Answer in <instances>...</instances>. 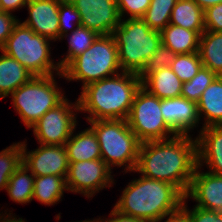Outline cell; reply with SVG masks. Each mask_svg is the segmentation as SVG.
<instances>
[{"label":"cell","instance_id":"2","mask_svg":"<svg viewBox=\"0 0 222 222\" xmlns=\"http://www.w3.org/2000/svg\"><path fill=\"white\" fill-rule=\"evenodd\" d=\"M120 74L82 87L81 95L78 97V111L90 113L86 117L87 121L127 120L142 81L134 73L122 72Z\"/></svg>","mask_w":222,"mask_h":222},{"label":"cell","instance_id":"18","mask_svg":"<svg viewBox=\"0 0 222 222\" xmlns=\"http://www.w3.org/2000/svg\"><path fill=\"white\" fill-rule=\"evenodd\" d=\"M182 84L183 82L171 67H163L153 71L142 80V87L159 99L180 97Z\"/></svg>","mask_w":222,"mask_h":222},{"label":"cell","instance_id":"17","mask_svg":"<svg viewBox=\"0 0 222 222\" xmlns=\"http://www.w3.org/2000/svg\"><path fill=\"white\" fill-rule=\"evenodd\" d=\"M196 139L198 166L205 163L209 173L222 176V126L203 127Z\"/></svg>","mask_w":222,"mask_h":222},{"label":"cell","instance_id":"1","mask_svg":"<svg viewBox=\"0 0 222 222\" xmlns=\"http://www.w3.org/2000/svg\"><path fill=\"white\" fill-rule=\"evenodd\" d=\"M197 165V139L176 135L166 140L141 143L134 172L168 182L185 196Z\"/></svg>","mask_w":222,"mask_h":222},{"label":"cell","instance_id":"19","mask_svg":"<svg viewBox=\"0 0 222 222\" xmlns=\"http://www.w3.org/2000/svg\"><path fill=\"white\" fill-rule=\"evenodd\" d=\"M198 115L205 118L203 127L222 126V76H217L197 102Z\"/></svg>","mask_w":222,"mask_h":222},{"label":"cell","instance_id":"22","mask_svg":"<svg viewBox=\"0 0 222 222\" xmlns=\"http://www.w3.org/2000/svg\"><path fill=\"white\" fill-rule=\"evenodd\" d=\"M161 42L175 54H187L199 51L200 34L181 26L168 24L161 32Z\"/></svg>","mask_w":222,"mask_h":222},{"label":"cell","instance_id":"21","mask_svg":"<svg viewBox=\"0 0 222 222\" xmlns=\"http://www.w3.org/2000/svg\"><path fill=\"white\" fill-rule=\"evenodd\" d=\"M68 162L101 159L98 138L91 127L77 135L73 132L65 143Z\"/></svg>","mask_w":222,"mask_h":222},{"label":"cell","instance_id":"39","mask_svg":"<svg viewBox=\"0 0 222 222\" xmlns=\"http://www.w3.org/2000/svg\"><path fill=\"white\" fill-rule=\"evenodd\" d=\"M29 0H0V11L13 12L16 9L26 7Z\"/></svg>","mask_w":222,"mask_h":222},{"label":"cell","instance_id":"43","mask_svg":"<svg viewBox=\"0 0 222 222\" xmlns=\"http://www.w3.org/2000/svg\"><path fill=\"white\" fill-rule=\"evenodd\" d=\"M91 222H101L99 219L91 220Z\"/></svg>","mask_w":222,"mask_h":222},{"label":"cell","instance_id":"25","mask_svg":"<svg viewBox=\"0 0 222 222\" xmlns=\"http://www.w3.org/2000/svg\"><path fill=\"white\" fill-rule=\"evenodd\" d=\"M66 187V177L56 175L35 176L33 199L45 204L53 205L60 201Z\"/></svg>","mask_w":222,"mask_h":222},{"label":"cell","instance_id":"32","mask_svg":"<svg viewBox=\"0 0 222 222\" xmlns=\"http://www.w3.org/2000/svg\"><path fill=\"white\" fill-rule=\"evenodd\" d=\"M175 56L176 54L169 47L161 43L156 52L147 61L142 72L138 75L140 80L142 81L148 74L152 73L153 71L163 67H171Z\"/></svg>","mask_w":222,"mask_h":222},{"label":"cell","instance_id":"6","mask_svg":"<svg viewBox=\"0 0 222 222\" xmlns=\"http://www.w3.org/2000/svg\"><path fill=\"white\" fill-rule=\"evenodd\" d=\"M49 41L19 21L1 51L16 59L34 76L54 75L55 70L57 75L64 77L59 63L50 59Z\"/></svg>","mask_w":222,"mask_h":222},{"label":"cell","instance_id":"26","mask_svg":"<svg viewBox=\"0 0 222 222\" xmlns=\"http://www.w3.org/2000/svg\"><path fill=\"white\" fill-rule=\"evenodd\" d=\"M22 163L9 178L6 186L10 199L16 203L26 204L32 201L35 176Z\"/></svg>","mask_w":222,"mask_h":222},{"label":"cell","instance_id":"23","mask_svg":"<svg viewBox=\"0 0 222 222\" xmlns=\"http://www.w3.org/2000/svg\"><path fill=\"white\" fill-rule=\"evenodd\" d=\"M169 24L197 31L201 35L205 31L204 10L194 0H177Z\"/></svg>","mask_w":222,"mask_h":222},{"label":"cell","instance_id":"35","mask_svg":"<svg viewBox=\"0 0 222 222\" xmlns=\"http://www.w3.org/2000/svg\"><path fill=\"white\" fill-rule=\"evenodd\" d=\"M185 199L184 197L181 209L188 215L190 222H222V213L196 206L189 210L187 209Z\"/></svg>","mask_w":222,"mask_h":222},{"label":"cell","instance_id":"10","mask_svg":"<svg viewBox=\"0 0 222 222\" xmlns=\"http://www.w3.org/2000/svg\"><path fill=\"white\" fill-rule=\"evenodd\" d=\"M67 100L65 98L56 107L48 110L30 127L33 128L39 144L65 145L74 132L77 122L74 113L79 110L78 100L75 104L69 103ZM72 109H76L75 112Z\"/></svg>","mask_w":222,"mask_h":222},{"label":"cell","instance_id":"28","mask_svg":"<svg viewBox=\"0 0 222 222\" xmlns=\"http://www.w3.org/2000/svg\"><path fill=\"white\" fill-rule=\"evenodd\" d=\"M176 2L177 0H151L141 19L150 29L161 32L169 24Z\"/></svg>","mask_w":222,"mask_h":222},{"label":"cell","instance_id":"7","mask_svg":"<svg viewBox=\"0 0 222 222\" xmlns=\"http://www.w3.org/2000/svg\"><path fill=\"white\" fill-rule=\"evenodd\" d=\"M121 69L118 48L112 35H99L92 45L63 70L66 80H81L83 86L115 76Z\"/></svg>","mask_w":222,"mask_h":222},{"label":"cell","instance_id":"27","mask_svg":"<svg viewBox=\"0 0 222 222\" xmlns=\"http://www.w3.org/2000/svg\"><path fill=\"white\" fill-rule=\"evenodd\" d=\"M74 30H73V29ZM71 28L69 50L67 56L59 61L60 68L63 70L74 58L87 50L95 39L99 36L96 32L79 26L78 28Z\"/></svg>","mask_w":222,"mask_h":222},{"label":"cell","instance_id":"12","mask_svg":"<svg viewBox=\"0 0 222 222\" xmlns=\"http://www.w3.org/2000/svg\"><path fill=\"white\" fill-rule=\"evenodd\" d=\"M81 16V26L98 35H111L120 24L116 0H70Z\"/></svg>","mask_w":222,"mask_h":222},{"label":"cell","instance_id":"33","mask_svg":"<svg viewBox=\"0 0 222 222\" xmlns=\"http://www.w3.org/2000/svg\"><path fill=\"white\" fill-rule=\"evenodd\" d=\"M69 18L76 19L74 27L78 28L81 26V16L79 11L74 7L70 0H61L59 5V40L68 36V30L71 28L69 25ZM72 25V24H71Z\"/></svg>","mask_w":222,"mask_h":222},{"label":"cell","instance_id":"11","mask_svg":"<svg viewBox=\"0 0 222 222\" xmlns=\"http://www.w3.org/2000/svg\"><path fill=\"white\" fill-rule=\"evenodd\" d=\"M111 170L102 159L69 162L67 191L93 197L100 189L111 187L114 181Z\"/></svg>","mask_w":222,"mask_h":222},{"label":"cell","instance_id":"41","mask_svg":"<svg viewBox=\"0 0 222 222\" xmlns=\"http://www.w3.org/2000/svg\"><path fill=\"white\" fill-rule=\"evenodd\" d=\"M203 10L214 6L216 4L222 3V0H194Z\"/></svg>","mask_w":222,"mask_h":222},{"label":"cell","instance_id":"34","mask_svg":"<svg viewBox=\"0 0 222 222\" xmlns=\"http://www.w3.org/2000/svg\"><path fill=\"white\" fill-rule=\"evenodd\" d=\"M150 2L151 0H116L121 19L124 13L130 14V19L142 18Z\"/></svg>","mask_w":222,"mask_h":222},{"label":"cell","instance_id":"13","mask_svg":"<svg viewBox=\"0 0 222 222\" xmlns=\"http://www.w3.org/2000/svg\"><path fill=\"white\" fill-rule=\"evenodd\" d=\"M25 142L22 143V163L34 176L56 175L66 177L68 173V156L65 145L41 146L27 152Z\"/></svg>","mask_w":222,"mask_h":222},{"label":"cell","instance_id":"29","mask_svg":"<svg viewBox=\"0 0 222 222\" xmlns=\"http://www.w3.org/2000/svg\"><path fill=\"white\" fill-rule=\"evenodd\" d=\"M21 164L22 142L13 143L0 152V190H6L9 178Z\"/></svg>","mask_w":222,"mask_h":222},{"label":"cell","instance_id":"15","mask_svg":"<svg viewBox=\"0 0 222 222\" xmlns=\"http://www.w3.org/2000/svg\"><path fill=\"white\" fill-rule=\"evenodd\" d=\"M61 0H29V17L22 22L36 34L50 40L59 39V5Z\"/></svg>","mask_w":222,"mask_h":222},{"label":"cell","instance_id":"44","mask_svg":"<svg viewBox=\"0 0 222 222\" xmlns=\"http://www.w3.org/2000/svg\"><path fill=\"white\" fill-rule=\"evenodd\" d=\"M80 222V221H79ZM81 222H91V220L89 219L88 221L87 220H85V221H81Z\"/></svg>","mask_w":222,"mask_h":222},{"label":"cell","instance_id":"30","mask_svg":"<svg viewBox=\"0 0 222 222\" xmlns=\"http://www.w3.org/2000/svg\"><path fill=\"white\" fill-rule=\"evenodd\" d=\"M216 77L217 75L214 72L202 66L190 81L183 82L181 97L197 103L203 91Z\"/></svg>","mask_w":222,"mask_h":222},{"label":"cell","instance_id":"4","mask_svg":"<svg viewBox=\"0 0 222 222\" xmlns=\"http://www.w3.org/2000/svg\"><path fill=\"white\" fill-rule=\"evenodd\" d=\"M111 35L118 48L120 71L137 75L162 43L161 33L150 29L141 18L121 19Z\"/></svg>","mask_w":222,"mask_h":222},{"label":"cell","instance_id":"40","mask_svg":"<svg viewBox=\"0 0 222 222\" xmlns=\"http://www.w3.org/2000/svg\"><path fill=\"white\" fill-rule=\"evenodd\" d=\"M165 222H190L188 215L180 208L178 211L169 215Z\"/></svg>","mask_w":222,"mask_h":222},{"label":"cell","instance_id":"36","mask_svg":"<svg viewBox=\"0 0 222 222\" xmlns=\"http://www.w3.org/2000/svg\"><path fill=\"white\" fill-rule=\"evenodd\" d=\"M204 25L206 31L222 32V3L204 10Z\"/></svg>","mask_w":222,"mask_h":222},{"label":"cell","instance_id":"38","mask_svg":"<svg viewBox=\"0 0 222 222\" xmlns=\"http://www.w3.org/2000/svg\"><path fill=\"white\" fill-rule=\"evenodd\" d=\"M110 217L111 219H108V218L105 220L101 218L99 219L101 222H145L142 219L135 218L133 216H129L121 212H118L115 208H113V210L111 211Z\"/></svg>","mask_w":222,"mask_h":222},{"label":"cell","instance_id":"3","mask_svg":"<svg viewBox=\"0 0 222 222\" xmlns=\"http://www.w3.org/2000/svg\"><path fill=\"white\" fill-rule=\"evenodd\" d=\"M184 197L174 185L142 176L127 185L114 208L145 222H160L181 208Z\"/></svg>","mask_w":222,"mask_h":222},{"label":"cell","instance_id":"14","mask_svg":"<svg viewBox=\"0 0 222 222\" xmlns=\"http://www.w3.org/2000/svg\"><path fill=\"white\" fill-rule=\"evenodd\" d=\"M200 168L197 165L185 198L190 197L198 202L194 205L198 208L222 213V176L200 173Z\"/></svg>","mask_w":222,"mask_h":222},{"label":"cell","instance_id":"24","mask_svg":"<svg viewBox=\"0 0 222 222\" xmlns=\"http://www.w3.org/2000/svg\"><path fill=\"white\" fill-rule=\"evenodd\" d=\"M202 65L222 76V32L204 31L199 39Z\"/></svg>","mask_w":222,"mask_h":222},{"label":"cell","instance_id":"5","mask_svg":"<svg viewBox=\"0 0 222 222\" xmlns=\"http://www.w3.org/2000/svg\"><path fill=\"white\" fill-rule=\"evenodd\" d=\"M95 132L101 159L111 169L112 165L126 166L124 171H134L141 142L128 126L127 120L109 119L88 121Z\"/></svg>","mask_w":222,"mask_h":222},{"label":"cell","instance_id":"31","mask_svg":"<svg viewBox=\"0 0 222 222\" xmlns=\"http://www.w3.org/2000/svg\"><path fill=\"white\" fill-rule=\"evenodd\" d=\"M199 52L176 54L171 69L182 82L190 81L202 67Z\"/></svg>","mask_w":222,"mask_h":222},{"label":"cell","instance_id":"37","mask_svg":"<svg viewBox=\"0 0 222 222\" xmlns=\"http://www.w3.org/2000/svg\"><path fill=\"white\" fill-rule=\"evenodd\" d=\"M19 22L12 13L0 11V50L4 47L14 26Z\"/></svg>","mask_w":222,"mask_h":222},{"label":"cell","instance_id":"16","mask_svg":"<svg viewBox=\"0 0 222 222\" xmlns=\"http://www.w3.org/2000/svg\"><path fill=\"white\" fill-rule=\"evenodd\" d=\"M160 109L166 124L177 135H188L200 121L197 103L181 96L160 99Z\"/></svg>","mask_w":222,"mask_h":222},{"label":"cell","instance_id":"20","mask_svg":"<svg viewBox=\"0 0 222 222\" xmlns=\"http://www.w3.org/2000/svg\"><path fill=\"white\" fill-rule=\"evenodd\" d=\"M2 53L0 56V99L12 94L34 76L16 59Z\"/></svg>","mask_w":222,"mask_h":222},{"label":"cell","instance_id":"42","mask_svg":"<svg viewBox=\"0 0 222 222\" xmlns=\"http://www.w3.org/2000/svg\"><path fill=\"white\" fill-rule=\"evenodd\" d=\"M10 216V217H9ZM0 222H25L22 218H19L17 219L16 217L13 216V219H12V216H11V213L8 215H6L5 217L4 216H0ZM4 217V218H3ZM7 217V218H6Z\"/></svg>","mask_w":222,"mask_h":222},{"label":"cell","instance_id":"9","mask_svg":"<svg viewBox=\"0 0 222 222\" xmlns=\"http://www.w3.org/2000/svg\"><path fill=\"white\" fill-rule=\"evenodd\" d=\"M127 123L141 143L166 140L170 138L168 134L177 135L163 119L160 99L142 86L135 95Z\"/></svg>","mask_w":222,"mask_h":222},{"label":"cell","instance_id":"8","mask_svg":"<svg viewBox=\"0 0 222 222\" xmlns=\"http://www.w3.org/2000/svg\"><path fill=\"white\" fill-rule=\"evenodd\" d=\"M56 83L53 75L33 76L11 94L15 110L27 128L65 99Z\"/></svg>","mask_w":222,"mask_h":222}]
</instances>
